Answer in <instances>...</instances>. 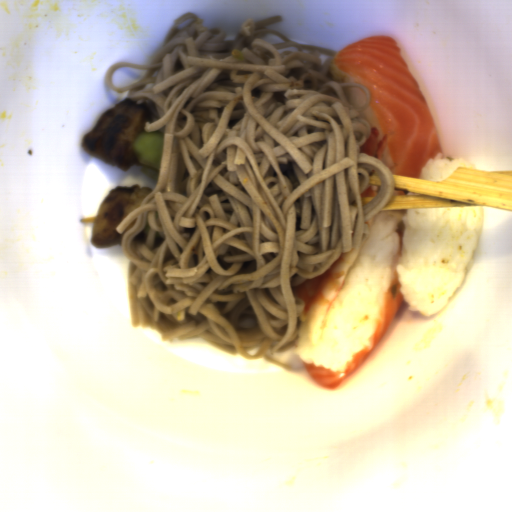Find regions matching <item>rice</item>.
I'll return each mask as SVG.
<instances>
[{
  "label": "rice",
  "mask_w": 512,
  "mask_h": 512,
  "mask_svg": "<svg viewBox=\"0 0 512 512\" xmlns=\"http://www.w3.org/2000/svg\"><path fill=\"white\" fill-rule=\"evenodd\" d=\"M484 216L482 205L405 209L401 240L399 220L388 210L376 213L327 315L321 340L313 347L301 323L295 351L314 366L344 371L354 353L369 345L395 271L407 310L428 318L439 314L464 285Z\"/></svg>",
  "instance_id": "rice-1"
},
{
  "label": "rice",
  "mask_w": 512,
  "mask_h": 512,
  "mask_svg": "<svg viewBox=\"0 0 512 512\" xmlns=\"http://www.w3.org/2000/svg\"><path fill=\"white\" fill-rule=\"evenodd\" d=\"M458 166L476 169L475 164L465 157L429 159L422 167L420 178L426 181H442L451 176Z\"/></svg>",
  "instance_id": "rice-2"
},
{
  "label": "rice",
  "mask_w": 512,
  "mask_h": 512,
  "mask_svg": "<svg viewBox=\"0 0 512 512\" xmlns=\"http://www.w3.org/2000/svg\"><path fill=\"white\" fill-rule=\"evenodd\" d=\"M396 42H397V46H399L401 48V52L400 53L403 55V57L405 58V60L408 63V70L413 74V76L420 83V90L424 94V96L426 98V101L428 103L429 109L431 111V114L433 116V119H434V122H435V126H436V129H437V132H438V135H439V138H440V142H441V145H442V151H443V150H445V141H444L441 121H440V117H439L436 105H435V103H434V101H433V99H432V97H431V95H430V93H429V91H428L424 81L422 80V78L419 75L417 69L415 68L412 60L410 59L408 53L403 48V46L401 45L400 42H398V41H396Z\"/></svg>",
  "instance_id": "rice-3"
},
{
  "label": "rice",
  "mask_w": 512,
  "mask_h": 512,
  "mask_svg": "<svg viewBox=\"0 0 512 512\" xmlns=\"http://www.w3.org/2000/svg\"><path fill=\"white\" fill-rule=\"evenodd\" d=\"M346 96L350 103L354 105H358L359 107H363L367 102V95L364 90L353 87V88H344Z\"/></svg>",
  "instance_id": "rice-4"
},
{
  "label": "rice",
  "mask_w": 512,
  "mask_h": 512,
  "mask_svg": "<svg viewBox=\"0 0 512 512\" xmlns=\"http://www.w3.org/2000/svg\"><path fill=\"white\" fill-rule=\"evenodd\" d=\"M363 119H365L371 127L376 126L378 128V130H379L378 143L385 139V136L387 133L386 134L383 133V131H382V129H381V127H380V125L370 107H365L363 109Z\"/></svg>",
  "instance_id": "rice-5"
},
{
  "label": "rice",
  "mask_w": 512,
  "mask_h": 512,
  "mask_svg": "<svg viewBox=\"0 0 512 512\" xmlns=\"http://www.w3.org/2000/svg\"><path fill=\"white\" fill-rule=\"evenodd\" d=\"M329 70H330V76L337 80V81H342L343 82H350L349 79L347 78V76L345 74H343L342 72H340L338 70V68L333 65L332 63H330V67H329Z\"/></svg>",
  "instance_id": "rice-6"
},
{
  "label": "rice",
  "mask_w": 512,
  "mask_h": 512,
  "mask_svg": "<svg viewBox=\"0 0 512 512\" xmlns=\"http://www.w3.org/2000/svg\"><path fill=\"white\" fill-rule=\"evenodd\" d=\"M381 159H382V162L384 164H386L390 169L394 168V160L387 148L383 152Z\"/></svg>",
  "instance_id": "rice-7"
}]
</instances>
